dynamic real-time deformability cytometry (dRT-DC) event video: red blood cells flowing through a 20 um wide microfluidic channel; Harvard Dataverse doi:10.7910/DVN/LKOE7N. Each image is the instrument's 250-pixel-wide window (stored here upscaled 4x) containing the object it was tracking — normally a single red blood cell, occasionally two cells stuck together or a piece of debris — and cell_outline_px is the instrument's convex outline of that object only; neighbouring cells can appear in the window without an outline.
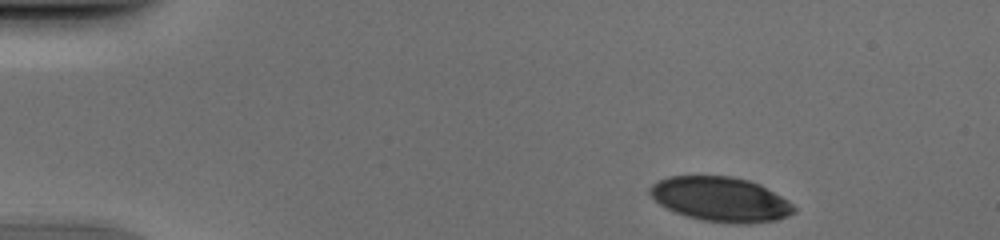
{"species": "human", "species_latin": "Homo sapiens", "temperature_condition": "cold", "stored_images_in_passage": 45, "camera_frame_rate_fps": 3000, "um_per_image_px": 0.085, "donor": {"sex": "male"}, "frame": {"image": 1, "passage_image": 1, "time_ms": 0.0, "image_size_px": [1000, 240], "cell_outline_px": [[796, 212], [788, 216], [776, 220], [748, 224], [732, 224], [700, 220], [676, 212], [660, 204], [648, 192], [648, 188], [656, 180], [668, 176], [732, 176], [748, 180], [760, 184], [788, 200], [796, 208]], "centroid_in_image_um": [61.26, 16.94], "position_along_channel_um": 23.7, "area_um2": 37.63}}
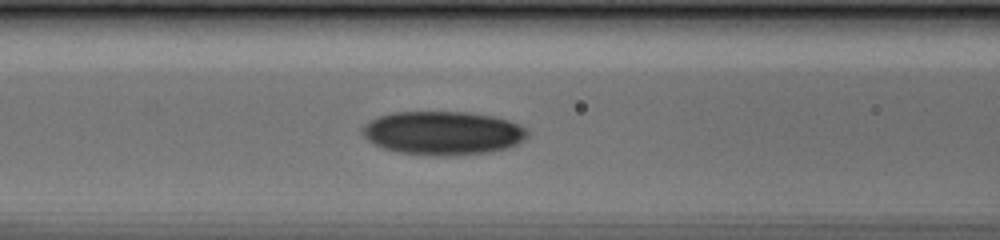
{"frame": {"image": 2, "passage_image": 16, "time_ms": 5.0, "image_size_px": [1000, 240], "cell_outline_px": [[528, 136], [516, 144], [508, 148], [488, 152], [452, 156], [432, 156], [400, 152], [384, 148], [368, 140], [360, 132], [360, 128], [364, 124], [376, 116], [396, 112], [468, 112], [492, 116], [508, 120], [524, 128], [528, 132]], "centroid_in_image_um": [37.61, 11.31], "position_along_channel_um": 129.0, "area_um2": 42.02}}
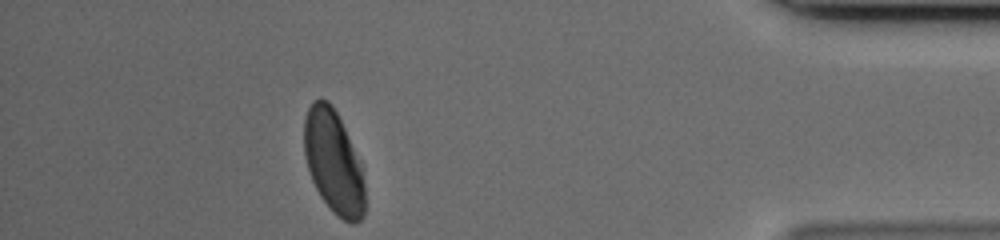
{"frame": {"image": 3, "passage_image": 40, "time_ms": 13.0, "image_size_px": [1000, 240], "cell_outline_px": [[364, 216], [360, 220], [352, 224], [336, 216], [332, 212], [320, 196], [312, 180], [304, 156], [304, 120], [308, 108], [312, 100], [328, 100], [332, 104], [364, 164]], "centroid_in_image_um": [28.38, 13.77], "position_along_channel_um": 406.8, "area_um2": 37.22}}